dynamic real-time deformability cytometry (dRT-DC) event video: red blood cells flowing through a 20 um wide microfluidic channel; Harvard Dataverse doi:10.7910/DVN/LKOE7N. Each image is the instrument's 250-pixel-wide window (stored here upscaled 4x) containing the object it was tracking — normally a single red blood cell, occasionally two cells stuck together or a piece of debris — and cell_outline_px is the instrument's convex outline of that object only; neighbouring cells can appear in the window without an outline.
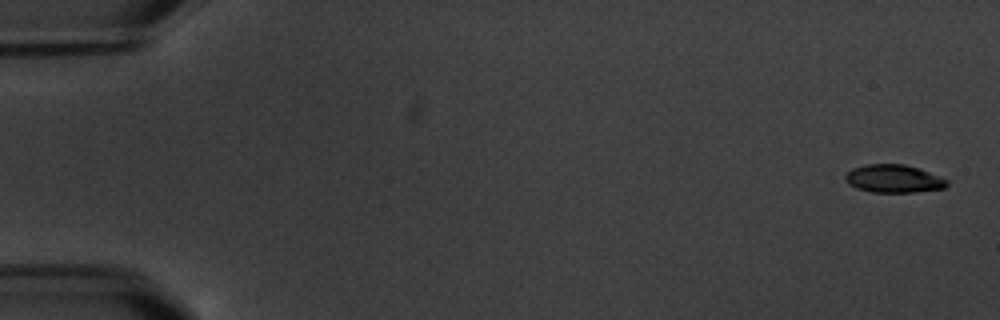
{"species": "common noctule bat (a hibernating species)", "species_latin": "Nyctalus noctula", "temperature_condition": "warm", "stored_images_in_passage": 8, "camera_frame_rate_fps": 3000, "um_per_image_px": 0.085, "animal": {"sex": "male", "body_mass_g": 20.1, "forearm_length_mm": 53.5}, "frame": {"image": 1, "passage_image": 1, "time_ms": 0.0, "image_size_px": [1000, 320], "cell_outline_px": [[948, 184], [944, 188], [912, 192], [872, 192], [856, 188], [848, 184], [844, 180], [844, 176], [852, 168], [868, 164], [904, 164], [940, 176], [948, 180]], "centroid_in_image_um": [75.92, 15.19], "position_along_channel_um": 9.1, "area_um2": 16.47}}
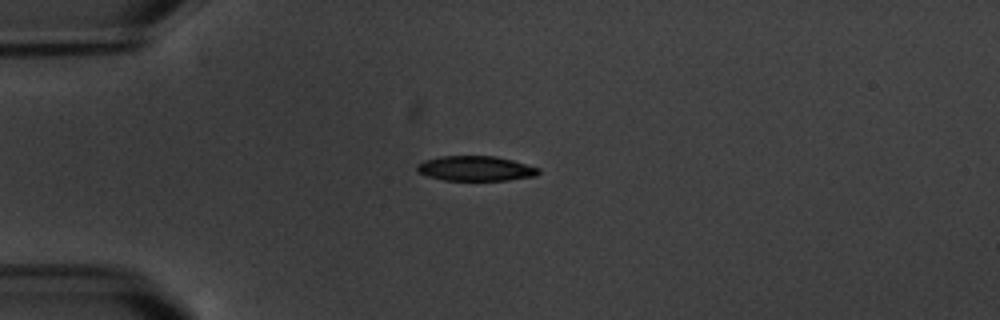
{"frame": {"image": 2, "passage_image": 5, "time_ms": 4.667, "image_size_px": [1000, 320], "cell_outline_px": [[540, 172], [536, 176], [508, 180], [444, 180], [428, 176], [420, 172], [416, 168], [416, 164], [424, 160], [440, 156], [496, 156], [512, 160], [540, 168]], "centroid_in_image_um": [40.44, 14.31], "position_along_channel_um": 44.6, "area_um2": 17.63}}